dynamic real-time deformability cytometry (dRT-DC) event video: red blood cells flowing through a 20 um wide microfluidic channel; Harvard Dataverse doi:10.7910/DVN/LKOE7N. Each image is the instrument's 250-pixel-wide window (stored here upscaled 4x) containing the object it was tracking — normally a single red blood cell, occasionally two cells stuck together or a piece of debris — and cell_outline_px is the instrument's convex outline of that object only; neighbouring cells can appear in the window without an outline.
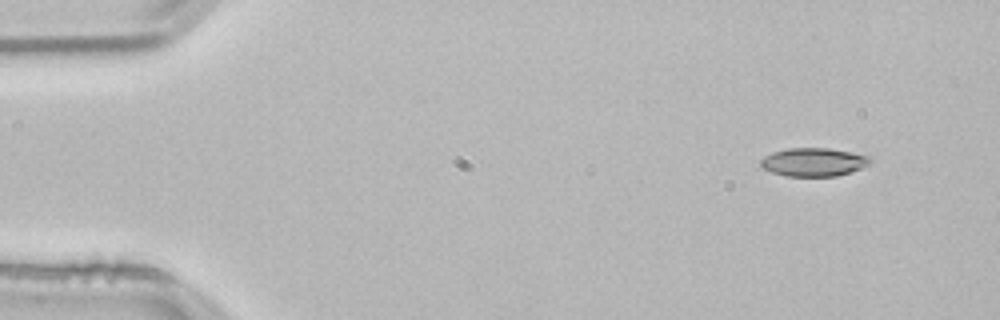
{"species": "common noctule bat (a hibernating species)", "species_latin": "Nyctalus noctula", "temperature_condition": "room temperature", "stored_images_in_passage": 52, "camera_frame_rate_fps": 3000, "um_per_image_px": 0.085, "animal": {"sex": "male", "body_mass_g": 21.5, "forearm_length_mm": 52.0}, "frame": {"image": 1, "passage_image": 4, "time_ms": 1.0, "image_size_px": [1000, 320], "cell_outline_px": [[872, 160], [868, 164], [860, 168], [836, 176], [784, 176], [772, 172], [764, 168], [760, 164], [760, 160], [764, 156], [772, 152], [788, 148], [828, 148], [852, 152], [868, 156]], "centroid_in_image_um": [69.12, 13.77], "position_along_channel_um": 15.9, "area_um2": 17.98}}
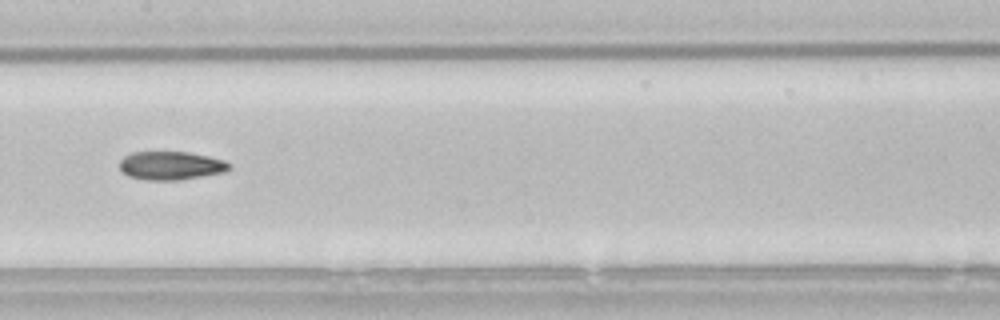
{"frame": {"image": 2, "passage_image": 26, "time_ms": 8.333, "image_size_px": [1000, 320], "cell_outline_px": [[232, 168], [224, 172], [180, 180], [148, 180], [128, 176], [120, 168], [120, 160], [124, 156], [132, 152], [188, 152], [208, 156], [224, 160]], "centroid_in_image_um": [14.52, 14.07], "position_along_channel_um": 192.9, "area_um2": 18.09}}
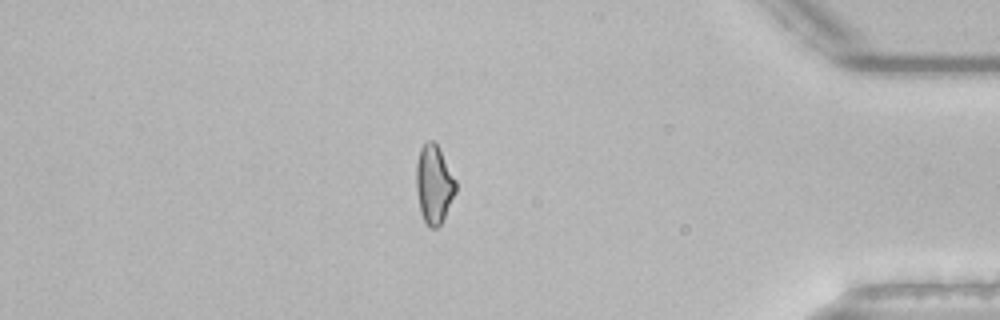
{"frame": {"image": 3, "passage_image": 45, "time_ms": 14.667, "image_size_px": [1000, 320], "cell_outline_px": [[456, 192], [440, 224], [436, 228], [428, 228], [420, 212], [416, 188], [416, 164], [420, 148], [428, 140], [432, 140], [436, 144], [456, 180]], "centroid_in_image_um": [36.87, 15.68], "position_along_channel_um": 398.3, "area_um2": 17.86}, "authors_computed_cell_mechanics": {"area_um2": 18.207, "velocity_mm_per_s": 3.8271, "shape_relaxation_time_tau1_ms": null, "shape_relaxation_time_tau2_ms": 3.9327, "deformation_change_tau1": null, "deformation_change_tau2": 0.1126}}